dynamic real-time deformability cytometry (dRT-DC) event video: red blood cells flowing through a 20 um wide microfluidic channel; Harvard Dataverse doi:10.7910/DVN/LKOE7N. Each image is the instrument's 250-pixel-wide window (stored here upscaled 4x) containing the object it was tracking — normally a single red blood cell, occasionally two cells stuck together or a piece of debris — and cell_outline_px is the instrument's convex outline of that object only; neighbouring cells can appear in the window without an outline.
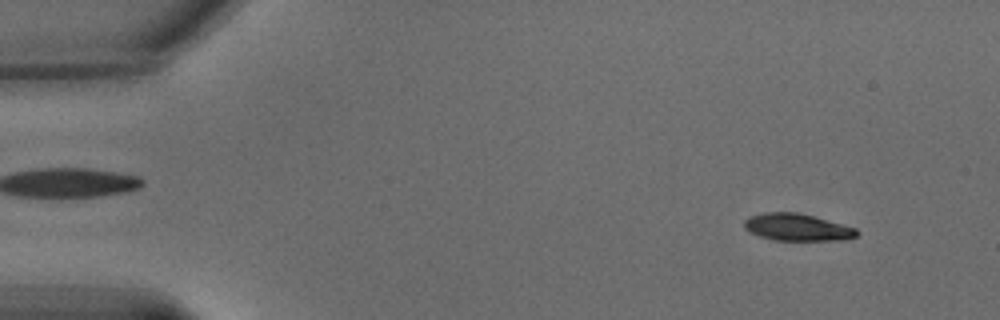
{"species": "common noctule bat (a hibernating species)", "species_latin": "Nyctalus noctula", "temperature_condition": "warm", "stored_images_in_passage": 63, "camera_frame_rate_fps": 3000, "um_per_image_px": 0.085, "animal": {"sex": "male", "body_mass_g": 15.6}, "frame": {"image": 1, "passage_image": 6, "time_ms": 1.667, "image_size_px": [1000, 320], "cell_outline_px": [[860, 232], [856, 236], [848, 240], [776, 240], [760, 236], [748, 232], [744, 228], [744, 220], [748, 216], [764, 212], [796, 212], [812, 216], [856, 228]], "centroid_in_image_um": [67.74, 19.32], "position_along_channel_um": 17.3, "area_um2": 17.8}}
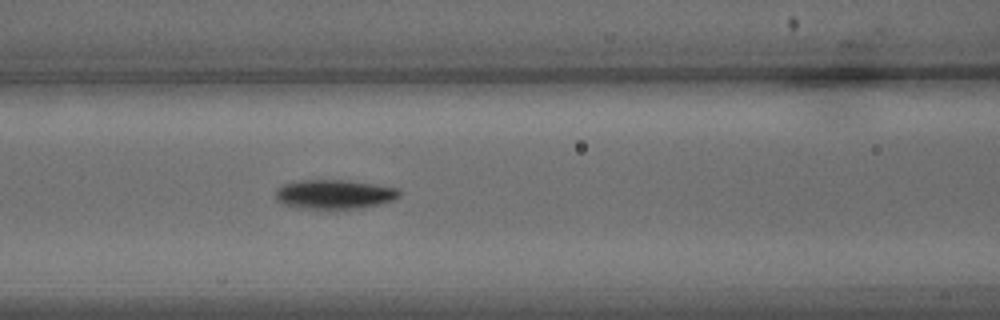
{"frame": {"image": 2, "passage_image": 27, "time_ms": 8.667, "image_size_px": [1000, 320], "cell_outline_px": [[400, 196], [392, 200], [360, 208], [328, 212], [300, 208], [284, 204], [276, 200], [276, 188], [284, 184], [300, 180], [348, 180], [396, 188], [400, 192]], "centroid_in_image_um": [28.36, 16.55], "position_along_channel_um": 138.2, "area_um2": 21.62}}
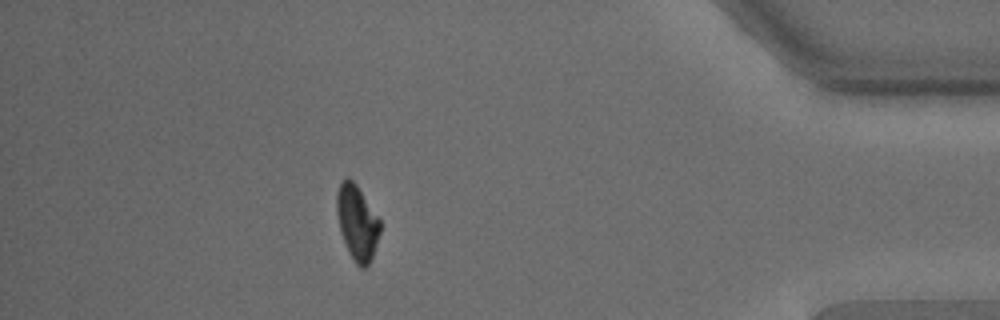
{"frame": {"image": 3, "passage_image": 56, "time_ms": 18.333, "image_size_px": [1000, 320], "cell_outline_px": [[380, 232], [372, 256], [368, 264], [364, 268], [360, 268], [356, 264], [348, 252], [340, 232], [336, 212], [336, 196], [340, 184], [344, 180], [352, 180], [356, 184], [380, 220]], "centroid_in_image_um": [30.34, 18.95], "position_along_channel_um": 404.9, "area_um2": 18.61}, "authors_computed_cell_mechanics": {"area_um2": 19.652, "velocity_mm_per_s": 3.2121, "shape_relaxation_time_tau1_ms": 2.046, "shape_relaxation_time_tau2_ms": 6.0135, "deformation_change_tau1": 0.1455, "deformation_change_tau2": 0.085}}